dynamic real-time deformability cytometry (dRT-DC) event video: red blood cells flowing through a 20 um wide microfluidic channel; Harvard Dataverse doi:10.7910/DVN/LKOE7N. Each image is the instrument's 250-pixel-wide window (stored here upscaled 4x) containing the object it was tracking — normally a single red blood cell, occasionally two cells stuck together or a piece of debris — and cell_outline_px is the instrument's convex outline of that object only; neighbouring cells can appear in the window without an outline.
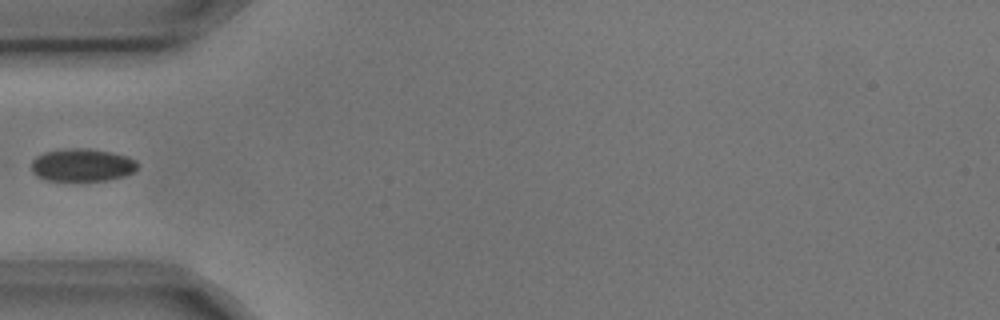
{"species": "common noctule bat (a hibernating species)", "species_latin": "Nyctalus noctula", "temperature_condition": "cold", "stored_images_in_passage": 3, "camera_frame_rate_fps": 3000, "um_per_image_px": 0.085, "animal": {"sex": "male", "body_mass_g": 17.9, "forearm_length_mm": 54.2}, "frame": {"image": 1, "passage_image": 3, "time_ms": 0.667, "image_size_px": [1000, 320], "cell_outline_px": [[140, 164], [136, 172], [124, 176], [108, 180], [44, 180], [36, 176], [32, 172], [32, 160], [36, 156], [44, 152], [64, 148], [88, 148], [112, 152], [128, 156], [136, 160]], "centroid_in_image_um": [7.02, 14.02], "position_along_channel_um": 78.0, "area_um2": 20.63}}